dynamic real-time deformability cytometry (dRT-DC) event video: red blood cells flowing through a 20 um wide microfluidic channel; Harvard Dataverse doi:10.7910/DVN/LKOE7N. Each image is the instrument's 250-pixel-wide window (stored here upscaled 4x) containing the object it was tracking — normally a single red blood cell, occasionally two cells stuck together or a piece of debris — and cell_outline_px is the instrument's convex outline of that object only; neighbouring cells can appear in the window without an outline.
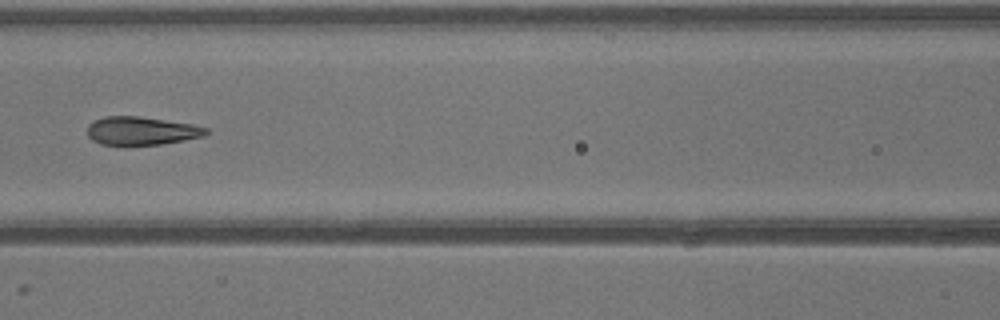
{"species": "common noctule bat (a hibernating species)", "species_latin": "Nyctalus noctula", "temperature_condition": "warm", "stored_images_in_passage": 23, "camera_frame_rate_fps": 3000, "um_per_image_px": 0.085, "animal": {"sex": "male", "body_mass_g": 13.3}, "frame": {"image": 1, "passage_image": 17, "time_ms": 5.333, "image_size_px": [1000, 320], "cell_outline_px": [[208, 132], [204, 136], [184, 140], [160, 144], [124, 148], [100, 144], [92, 140], [88, 136], [88, 124], [104, 116], [140, 116], [192, 124], [208, 128]], "centroid_in_image_um": [11.98, 11.16], "position_along_channel_um": 154.6, "area_um2": 20.23}}